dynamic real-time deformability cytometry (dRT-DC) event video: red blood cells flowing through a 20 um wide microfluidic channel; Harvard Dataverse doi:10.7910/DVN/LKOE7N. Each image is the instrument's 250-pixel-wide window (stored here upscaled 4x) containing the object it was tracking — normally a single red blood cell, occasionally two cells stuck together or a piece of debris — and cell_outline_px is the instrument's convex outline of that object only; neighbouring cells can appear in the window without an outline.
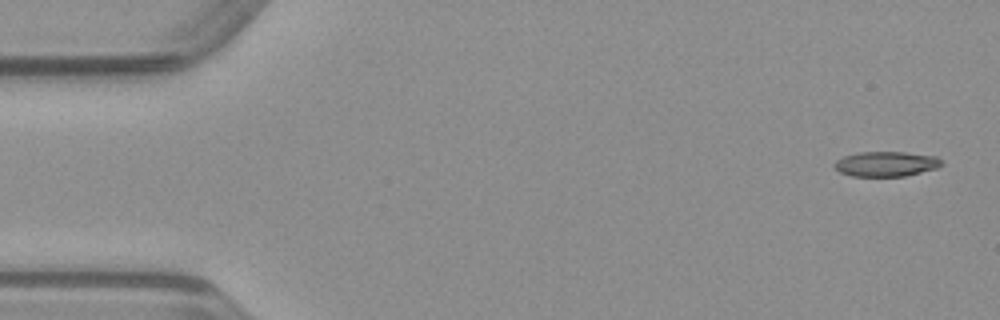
{"species": "common noctule bat (a hibernating species)", "species_latin": "Nyctalus noctula", "temperature_condition": "warm", "stored_images_in_passage": 49, "camera_frame_rate_fps": 3000, "um_per_image_px": 0.085, "animal": {"sex": "male", "body_mass_g": 23.1, "forearm_length_mm": 52.7}, "frame": {"image": 1, "passage_image": 2, "time_ms": 0.333, "image_size_px": [1000, 320], "cell_outline_px": [[944, 164], [936, 168], [904, 176], [852, 176], [840, 172], [832, 164], [836, 160], [844, 156], [860, 152], [904, 152], [936, 156]], "centroid_in_image_um": [75.3, 13.93], "position_along_channel_um": 9.7, "area_um2": 15.49}}
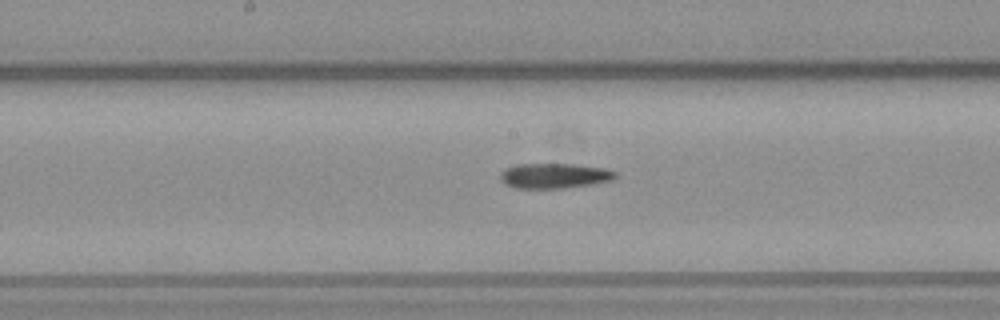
{"frame": {"image": 2, "passage_image": 25, "time_ms": 8.0, "image_size_px": [1000, 320], "cell_outline_px": [[616, 176], [612, 180], [592, 184], [564, 188], [516, 188], [504, 184], [500, 180], [500, 172], [516, 164], [572, 164], [608, 168], [616, 172]], "centroid_in_image_um": [47.12, 14.94], "position_along_channel_um": 201.1, "area_um2": 16.88}}
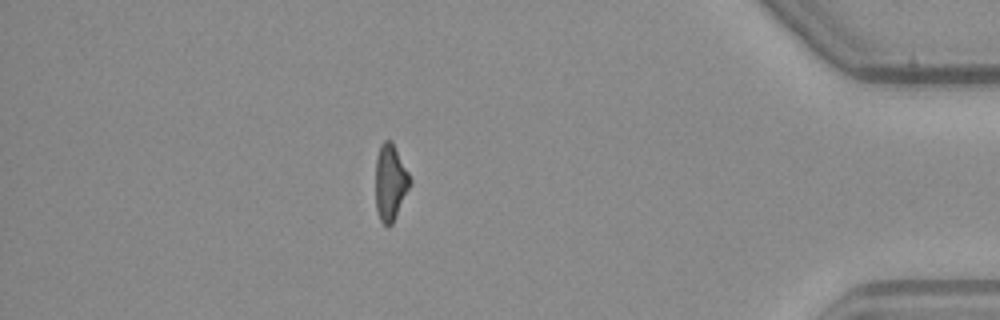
{"frame": {"image": 3, "passage_image": 43, "time_ms": 14.0, "image_size_px": [1000, 320], "cell_outline_px": [[412, 184], [392, 224], [388, 228], [380, 220], [376, 208], [376, 156], [380, 144], [384, 140], [392, 140], [412, 180]], "centroid_in_image_um": [33.19, 15.5], "position_along_channel_um": 402.0, "area_um2": 15.49}}